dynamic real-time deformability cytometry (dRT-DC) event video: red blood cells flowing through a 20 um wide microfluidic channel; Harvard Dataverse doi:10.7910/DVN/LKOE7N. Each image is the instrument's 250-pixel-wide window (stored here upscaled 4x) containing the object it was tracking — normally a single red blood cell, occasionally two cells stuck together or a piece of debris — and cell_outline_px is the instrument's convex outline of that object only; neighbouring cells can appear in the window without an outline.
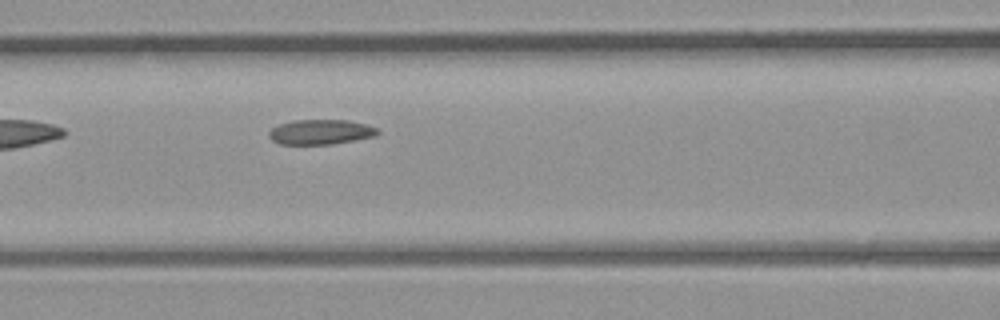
{"species": "common noctule bat (a hibernating species)", "species_latin": "Nyctalus noctula", "temperature_condition": "room temperature", "stored_images_in_passage": 5, "camera_frame_rate_fps": 3000, "um_per_image_px": 0.085, "animal": {"sex": "male", "body_mass_g": 23.1, "forearm_length_mm": 52.7}, "frame": {"image": 1, "passage_image": 5, "time_ms": 5.333, "image_size_px": [1000, 320], "cell_outline_px": [[380, 132], [376, 136], [332, 144], [280, 144], [272, 140], [268, 136], [268, 132], [276, 124], [292, 120], [348, 120], [368, 124], [376, 128]], "centroid_in_image_um": [27.24, 11.21], "position_along_channel_um": 139.4, "area_um2": 15.95}}